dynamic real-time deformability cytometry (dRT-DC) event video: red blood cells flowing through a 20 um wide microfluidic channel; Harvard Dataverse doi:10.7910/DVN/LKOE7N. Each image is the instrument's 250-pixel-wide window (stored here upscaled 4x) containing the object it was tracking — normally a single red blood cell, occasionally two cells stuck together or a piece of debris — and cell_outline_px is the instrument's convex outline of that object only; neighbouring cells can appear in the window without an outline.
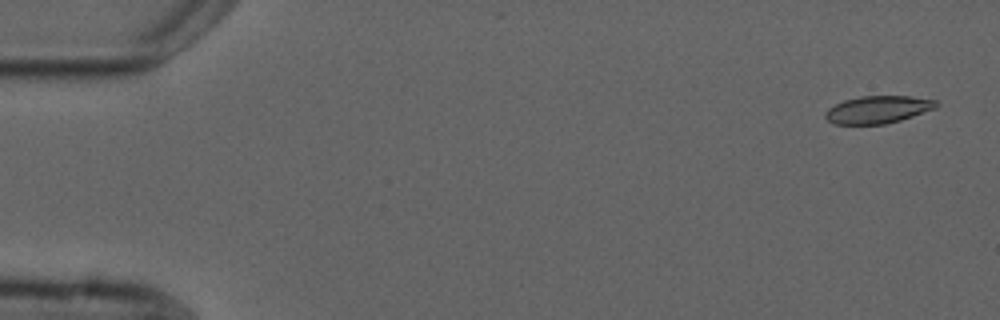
{"species": "common noctule bat (a hibernating species)", "species_latin": "Nyctalus noctula", "temperature_condition": "cold", "stored_images_in_passage": 5, "camera_frame_rate_fps": 3000, "um_per_image_px": 0.085, "animal": {"sex": "male", "forearm_length_mm": 52.5}, "frame": {"image": 1, "passage_image": 5, "time_ms": 4.667, "image_size_px": [1000, 320], "cell_outline_px": [[940, 104], [936, 108], [900, 120], [884, 124], [836, 124], [828, 120], [824, 116], [824, 112], [828, 108], [844, 100], [860, 96], [908, 96], [936, 100]], "centroid_in_image_um": [74.62, 9.31], "position_along_channel_um": 10.4, "area_um2": 17.69}}